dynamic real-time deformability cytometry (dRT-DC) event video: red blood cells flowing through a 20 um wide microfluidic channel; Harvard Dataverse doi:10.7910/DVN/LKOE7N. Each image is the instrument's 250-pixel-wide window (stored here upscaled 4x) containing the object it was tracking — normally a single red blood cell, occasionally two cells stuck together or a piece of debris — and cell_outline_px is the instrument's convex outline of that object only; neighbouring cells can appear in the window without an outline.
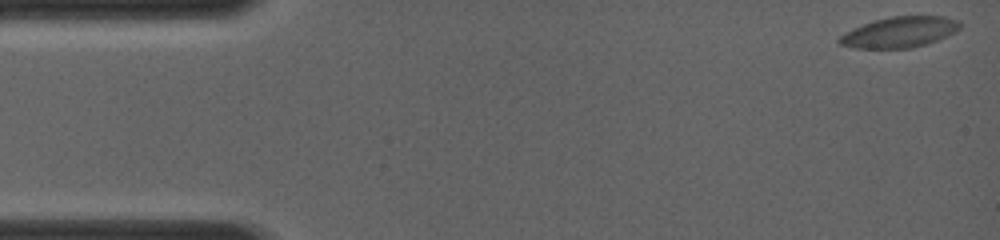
{"species": "common noctule bat (a hibernating species)", "species_latin": "Nyctalus noctula", "temperature_condition": "room temperature", "stored_images_in_passage": 18, "camera_frame_rate_fps": 4000, "um_per_image_px": 0.085, "animal": {"sex": "female", "body_mass_g": 19.0, "forearm_length_mm": 56.7}, "frame": {"image": 1, "passage_image": 1, "time_ms": 0.0, "image_size_px": [1000, 240], "cell_outline_px": [[960, 28], [956, 32], [936, 40], [912, 48], [856, 48], [840, 44], [836, 40], [840, 36], [872, 20], [892, 16], [944, 16], [960, 20]], "centroid_in_image_um": [76.5, 2.72], "position_along_channel_um": 8.5, "area_um2": 21.39}}
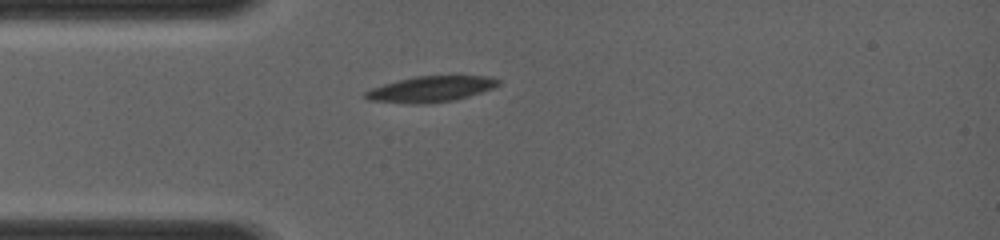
{"frame": {"image": 2, "passage_image": 15, "time_ms": 3.5, "image_size_px": [1000, 240], "cell_outline_px": [[500, 84], [492, 88], [456, 100], [416, 104], [412, 104], [368, 100], [360, 96], [364, 92], [372, 88], [384, 84], [416, 76], [492, 76], [500, 80]], "centroid_in_image_um": [36.59, 7.57], "position_along_channel_um": 48.4, "area_um2": 19.88}}